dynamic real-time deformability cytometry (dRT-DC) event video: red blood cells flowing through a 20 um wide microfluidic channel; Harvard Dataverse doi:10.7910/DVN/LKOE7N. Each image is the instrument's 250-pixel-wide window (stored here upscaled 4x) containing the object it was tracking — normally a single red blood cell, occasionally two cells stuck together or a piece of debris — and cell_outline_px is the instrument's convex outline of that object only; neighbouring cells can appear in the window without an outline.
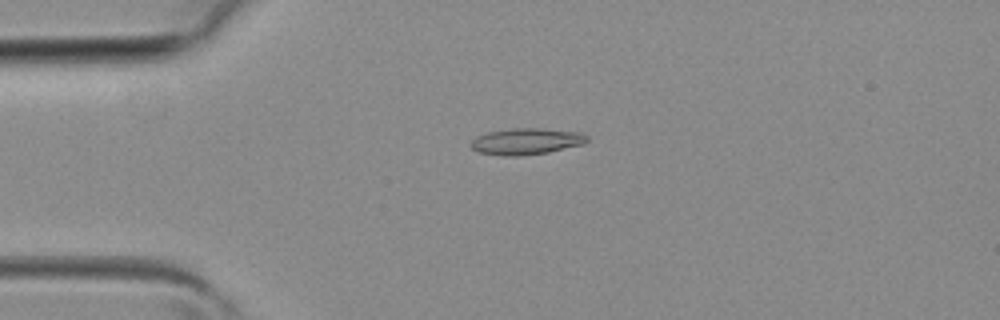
{"species": "common noctule bat (a hibernating species)", "species_latin": "Nyctalus noctula", "temperature_condition": "room temperature", "stored_images_in_passage": 2, "camera_frame_rate_fps": 3000, "um_per_image_px": 0.085, "animal": {"sex": "female", "body_mass_g": 19.3, "forearm_length_mm": 54.1}, "frame": {"image": 1, "passage_image": 1, "time_ms": 0.0, "image_size_px": [1000, 320], "cell_outline_px": [[588, 140], [584, 144], [548, 152], [520, 156], [504, 156], [480, 152], [472, 148], [468, 144], [476, 136], [488, 132], [512, 128], [540, 128], [580, 132], [588, 136]], "centroid_in_image_um": [44.73, 12.01], "position_along_channel_um": 40.3, "area_um2": 17.92}}